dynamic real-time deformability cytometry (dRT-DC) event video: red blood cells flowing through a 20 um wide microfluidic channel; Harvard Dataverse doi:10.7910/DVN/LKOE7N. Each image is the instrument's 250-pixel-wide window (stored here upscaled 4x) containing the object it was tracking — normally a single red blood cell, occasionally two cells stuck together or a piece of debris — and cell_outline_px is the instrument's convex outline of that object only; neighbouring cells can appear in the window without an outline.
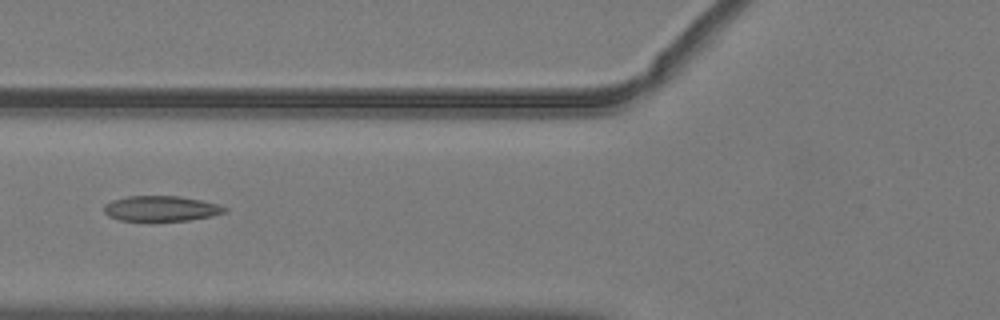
{"species": "common noctule bat (a hibernating species)", "species_latin": "Nyctalus noctula", "temperature_condition": "warm", "stored_images_in_passage": 35, "camera_frame_rate_fps": 3000, "um_per_image_px": 0.085, "animal": {"sex": "male", "body_mass_g": 19.2, "forearm_length_mm": 51.8}, "frame": {"image": 1, "passage_image": 6, "time_ms": 1.667, "image_size_px": [1000, 320], "cell_outline_px": [[228, 212], [212, 216], [188, 220], [120, 220], [108, 216], [104, 212], [104, 204], [112, 200], [128, 196], [180, 196], [200, 200], [216, 204], [228, 208]], "centroid_in_image_um": [13.69, 17.72], "position_along_channel_um": 112.1, "area_um2": 17.69}, "authors_computed_cell_mechanics": {"area_um2": 18.0336, "velocity_mm_per_s": 4.0547, "shape_relaxation_time_tau1_ms": null, "shape_relaxation_time_tau2_ms": 1.773, "deformation_change_tau1": null, "deformation_change_tau2": 0.097}}